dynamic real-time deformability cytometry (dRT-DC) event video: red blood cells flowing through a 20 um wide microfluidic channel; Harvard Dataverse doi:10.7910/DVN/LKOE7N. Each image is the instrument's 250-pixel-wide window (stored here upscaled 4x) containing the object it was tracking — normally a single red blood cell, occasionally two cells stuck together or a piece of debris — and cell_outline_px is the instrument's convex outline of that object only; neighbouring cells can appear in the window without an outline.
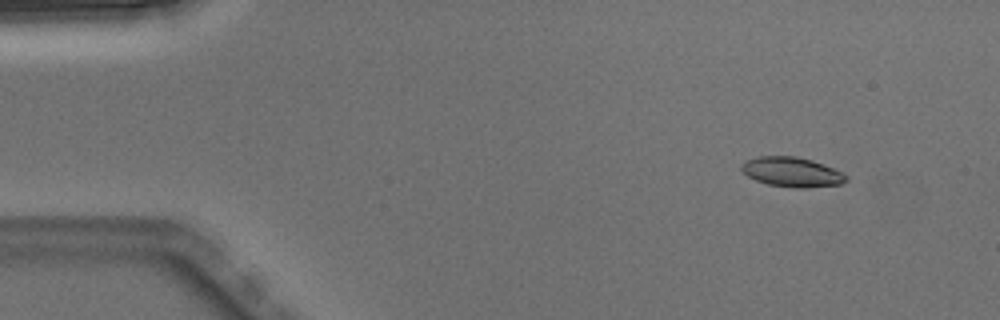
{"species": "Egyptian fruit bat (a non-hibernating species)", "species_latin": "Rousettus aegyptiacus", "temperature_condition": "warm", "stored_images_in_passage": 5, "camera_frame_rate_fps": 3000, "um_per_image_px": 0.085, "animal": {"sex": "male"}, "frame": {"image": 1, "passage_image": 2, "time_ms": 0.333, "image_size_px": [1000, 320], "cell_outline_px": [[848, 180], [840, 184], [804, 188], [796, 188], [768, 184], [756, 180], [748, 176], [740, 168], [740, 164], [748, 160], [760, 156], [796, 156], [812, 160], [824, 164], [848, 176]], "centroid_in_image_um": [67.31, 14.62], "position_along_channel_um": 17.7, "area_um2": 17.98}}
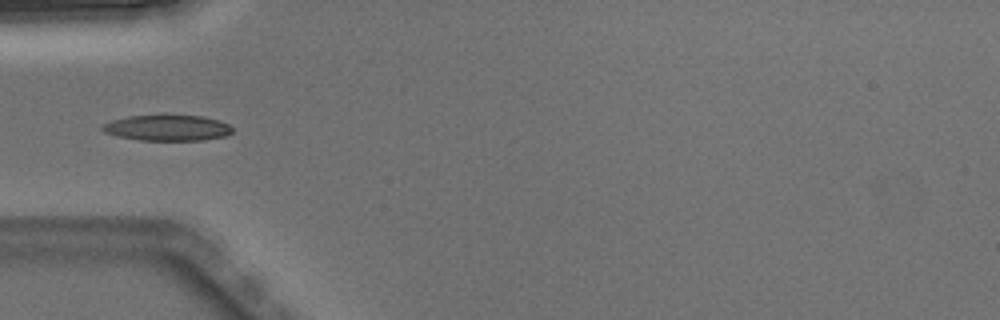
{"frame": {"image": 2, "passage_image": 5, "time_ms": 1.333, "image_size_px": [1000, 320], "cell_outline_px": [[232, 132], [224, 136], [204, 140], [140, 140], [116, 136], [104, 132], [100, 128], [100, 124], [112, 120], [128, 116], [168, 112], [200, 116], [220, 120], [228, 124], [232, 128]], "centroid_in_image_um": [14.18, 10.82], "position_along_channel_um": 70.8, "area_um2": 20.46}}